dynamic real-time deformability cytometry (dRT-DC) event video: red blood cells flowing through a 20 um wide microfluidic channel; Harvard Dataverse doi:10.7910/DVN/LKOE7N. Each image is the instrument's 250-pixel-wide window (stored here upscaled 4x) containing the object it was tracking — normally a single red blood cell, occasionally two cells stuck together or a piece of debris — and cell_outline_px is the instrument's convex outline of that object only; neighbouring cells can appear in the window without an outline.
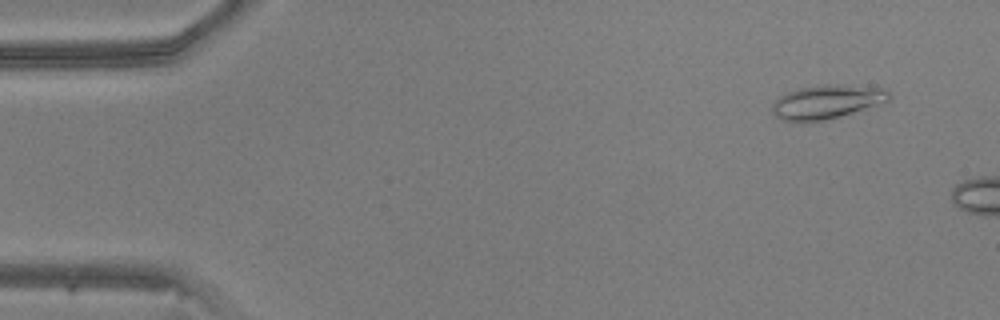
{"species": "common noctule bat (a hibernating species)", "species_latin": "Nyctalus noctula", "temperature_condition": "warm", "stored_images_in_passage": 6, "camera_frame_rate_fps": 3000, "um_per_image_px": 0.085, "animal": {"sex": "male", "body_mass_g": 20.5, "forearm_length_mm": 52.5}, "frame": {"image": 1, "passage_image": 3, "time_ms": 0.667, "image_size_px": [1000, 320], "cell_outline_px": [[892, 96], [888, 100], [876, 104], [836, 116], [820, 120], [784, 120], [776, 116], [772, 108], [772, 104], [780, 96], [788, 92], [800, 88], [828, 84], [836, 84], [884, 88]], "centroid_in_image_um": [70.26, 8.61], "position_along_channel_um": 14.7, "area_um2": 21.96}}